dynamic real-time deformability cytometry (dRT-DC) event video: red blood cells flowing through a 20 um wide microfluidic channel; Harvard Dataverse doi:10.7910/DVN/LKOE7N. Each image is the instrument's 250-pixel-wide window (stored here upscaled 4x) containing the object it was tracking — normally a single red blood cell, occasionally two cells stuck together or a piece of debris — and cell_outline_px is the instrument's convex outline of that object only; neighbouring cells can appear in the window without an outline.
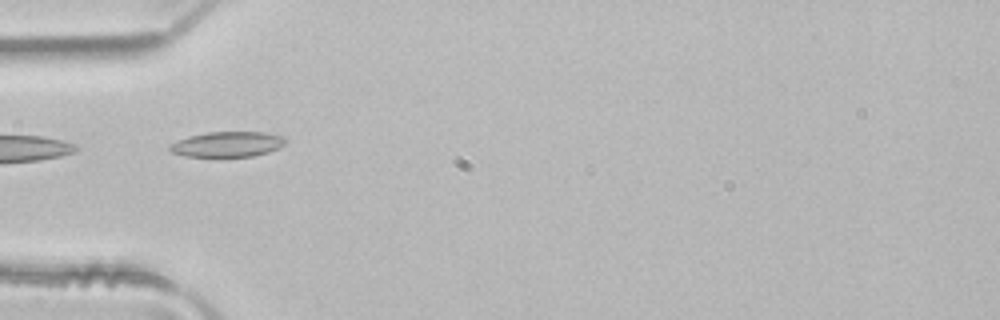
{"species": "common noctule bat (a hibernating species)", "species_latin": "Nyctalus noctula", "temperature_condition": "room temperature", "stored_images_in_passage": 4, "camera_frame_rate_fps": 3000, "um_per_image_px": 0.085, "animal": {"sex": "male", "body_mass_g": 21.5, "forearm_length_mm": 52.0}, "frame": {"image": 1, "passage_image": 4, "time_ms": 1.0, "image_size_px": [1000, 320], "cell_outline_px": [[284, 144], [268, 152], [252, 156], [220, 160], [184, 156], [172, 152], [168, 148], [172, 144], [188, 136], [208, 132], [264, 132], [280, 136], [284, 140]], "centroid_in_image_um": [19.26, 12.32], "position_along_channel_um": 65.7, "area_um2": 17.57}}